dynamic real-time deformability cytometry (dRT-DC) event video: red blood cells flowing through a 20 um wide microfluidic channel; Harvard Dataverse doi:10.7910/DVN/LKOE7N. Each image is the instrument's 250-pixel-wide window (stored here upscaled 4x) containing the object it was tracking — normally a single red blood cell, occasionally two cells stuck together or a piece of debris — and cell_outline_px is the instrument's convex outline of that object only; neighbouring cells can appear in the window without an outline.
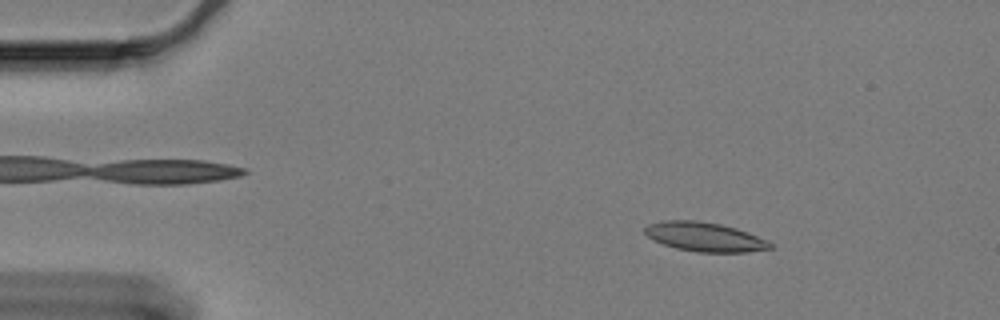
{"species": "Egyptian fruit bat (a non-hibernating species)", "species_latin": "Rousettus aegyptiacus", "temperature_condition": "cold", "stored_images_in_passage": 60, "camera_frame_rate_fps": 3000, "um_per_image_px": 0.085, "animal": {"sex": "female"}, "frame": {"image": 1, "passage_image": 8, "time_ms": 2.333, "image_size_px": [1000, 320], "cell_outline_px": [[776, 248], [744, 252], [696, 252], [676, 248], [652, 240], [644, 232], [644, 228], [648, 224], [664, 220], [696, 220], [720, 224], [736, 228], [756, 236], [772, 244]], "centroid_in_image_um": [59.86, 20.13], "position_along_channel_um": 25.1, "area_um2": 21.21}}
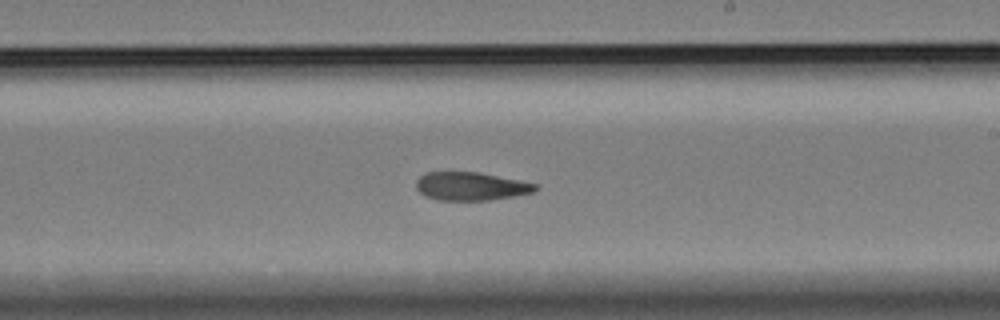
{"frame": {"image": 2, "passage_image": 35, "time_ms": 11.333, "image_size_px": [1000, 320], "cell_outline_px": [[540, 188], [532, 192], [512, 196], [488, 200], [436, 200], [424, 196], [416, 188], [416, 180], [420, 176], [428, 172], [480, 172], [520, 180], [536, 184]], "centroid_in_image_um": [40.0, 15.83], "position_along_channel_um": 249.0, "area_um2": 19.65}}
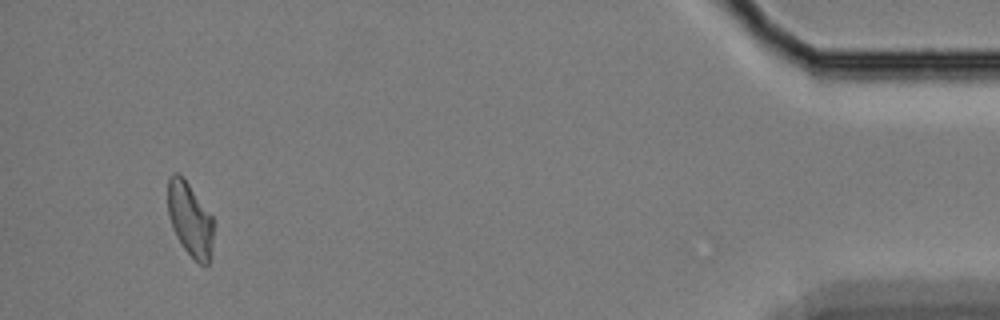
{"frame": {"image": 3, "passage_image": 57, "time_ms": 18.667, "image_size_px": [1000, 320], "cell_outline_px": [[212, 256], [208, 264], [200, 264], [184, 248], [176, 236], [172, 228], [168, 216], [168, 176], [172, 172], [176, 172], [188, 184], [212, 216]], "centroid_in_image_um": [16.13, 18.65], "position_along_channel_um": 419.1, "area_um2": 19.36}, "authors_computed_cell_mechanics": {"area_um2": 20.8947, "velocity_mm_per_s": 3.2595, "shape_relaxation_time_tau1_ms": 8.642, "shape_relaxation_time_tau2_ms": 4.7199, "deformation_change_tau1": 0.1927, "deformation_change_tau2": 0.113}}